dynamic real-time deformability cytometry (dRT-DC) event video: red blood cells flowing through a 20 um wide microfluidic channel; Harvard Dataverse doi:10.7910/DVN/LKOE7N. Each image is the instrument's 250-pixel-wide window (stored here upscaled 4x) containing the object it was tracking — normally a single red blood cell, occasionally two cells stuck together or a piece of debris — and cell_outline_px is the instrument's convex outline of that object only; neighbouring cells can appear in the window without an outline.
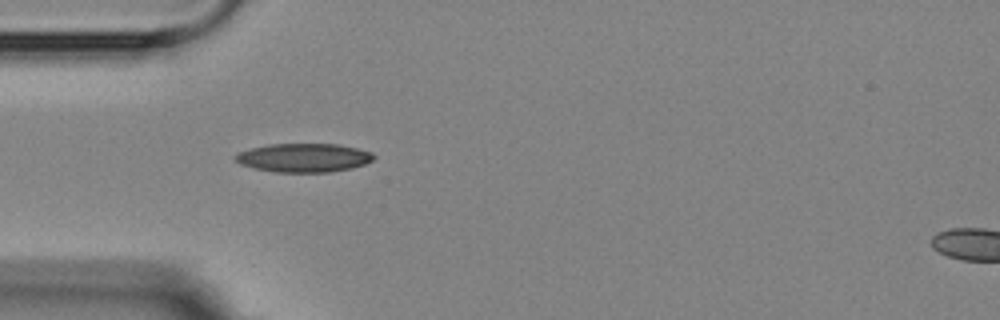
{"species": "Egyptian fruit bat (a non-hibernating species)", "species_latin": "Rousettus aegyptiacus", "temperature_condition": "room temperature", "stored_images_in_passage": 2, "segment_of_instrument_passage": [1, 2], "camera_frame_rate_fps": 3000, "um_per_image_px": 0.085, "animal": {"sex": "female"}, "frame": {"image": 1, "passage_image": 1, "time_ms": 0.0, "image_size_px": [1000, 320], "cell_outline_px": [[376, 156], [372, 160], [364, 164], [352, 168], [328, 172], [276, 172], [256, 168], [240, 164], [236, 160], [236, 152], [268, 144], [340, 144], [372, 152]], "centroid_in_image_um": [25.84, 13.4], "position_along_channel_um": 59.2, "area_um2": 23.06}}